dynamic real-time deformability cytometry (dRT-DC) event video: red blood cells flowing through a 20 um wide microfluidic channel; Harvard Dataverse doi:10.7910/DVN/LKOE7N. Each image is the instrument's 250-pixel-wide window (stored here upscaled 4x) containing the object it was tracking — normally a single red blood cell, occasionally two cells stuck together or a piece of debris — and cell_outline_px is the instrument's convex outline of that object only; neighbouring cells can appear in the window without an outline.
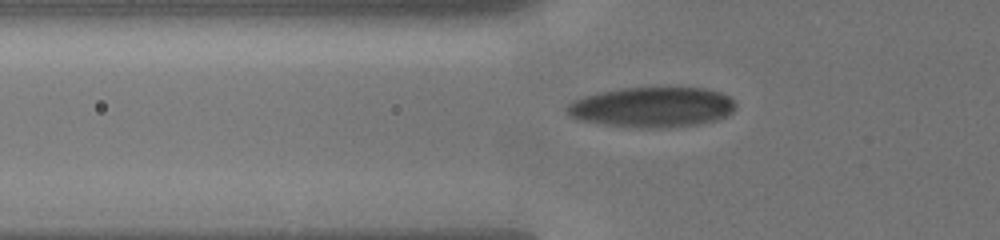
{"species": "human", "species_latin": "Homo sapiens", "temperature_condition": "cold", "stored_images_in_passage": 36, "segment_of_instrument_passage": [1, 2], "camera_frame_rate_fps": 3000, "um_per_image_px": 0.085, "donor": {"sex": "male"}, "frame": {"image": 1, "passage_image": 8, "time_ms": 2.333, "image_size_px": [1000, 240], "cell_outline_px": [[736, 108], [732, 112], [716, 120], [700, 124], [664, 128], [636, 128], [604, 124], [576, 120], [568, 116], [564, 108], [572, 100], [584, 96], [600, 92], [620, 88], [704, 88], [720, 92], [732, 96], [736, 104]], "centroid_in_image_um": [55.41, 9.11], "position_along_channel_um": 70.4, "area_um2": 40.0}}
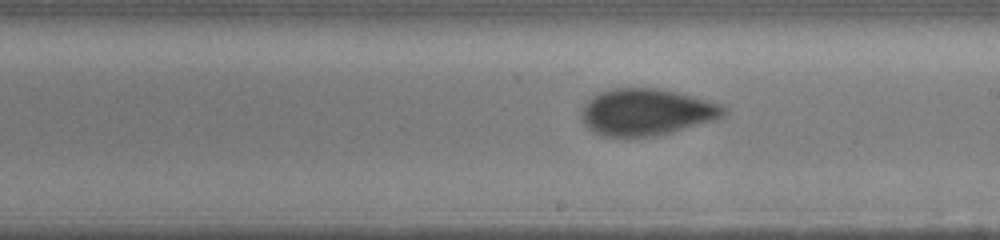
{"frame": {"image": 2, "passage_image": 20, "time_ms": 6.667, "image_size_px": [1000, 240], "cell_outline_px": [[728, 112], [724, 116], [716, 120], [672, 132], [652, 136], [600, 136], [592, 132], [584, 124], [580, 116], [580, 112], [584, 104], [592, 96], [600, 92], [616, 88], [656, 88], [676, 92], [692, 96], [720, 104], [728, 108]], "centroid_in_image_um": [54.94, 9.53], "position_along_channel_um": 234.1, "area_um2": 38.84}}
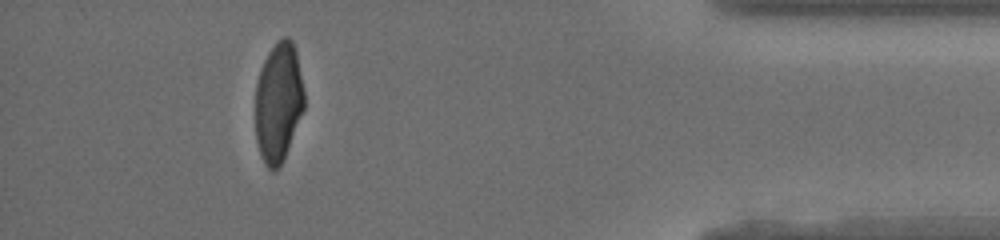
{"frame": {"image": 3, "passage_image": 32, "time_ms": 12.333, "image_size_px": [1000, 240], "cell_outline_px": [[304, 108], [284, 156], [280, 164], [272, 172], [264, 164], [256, 140], [256, 84], [260, 68], [268, 52], [284, 36], [288, 36], [292, 40], [296, 52], [304, 92]], "centroid_in_image_um": [23.65, 8.67], "position_along_channel_um": 411.5, "area_um2": 33.52}}